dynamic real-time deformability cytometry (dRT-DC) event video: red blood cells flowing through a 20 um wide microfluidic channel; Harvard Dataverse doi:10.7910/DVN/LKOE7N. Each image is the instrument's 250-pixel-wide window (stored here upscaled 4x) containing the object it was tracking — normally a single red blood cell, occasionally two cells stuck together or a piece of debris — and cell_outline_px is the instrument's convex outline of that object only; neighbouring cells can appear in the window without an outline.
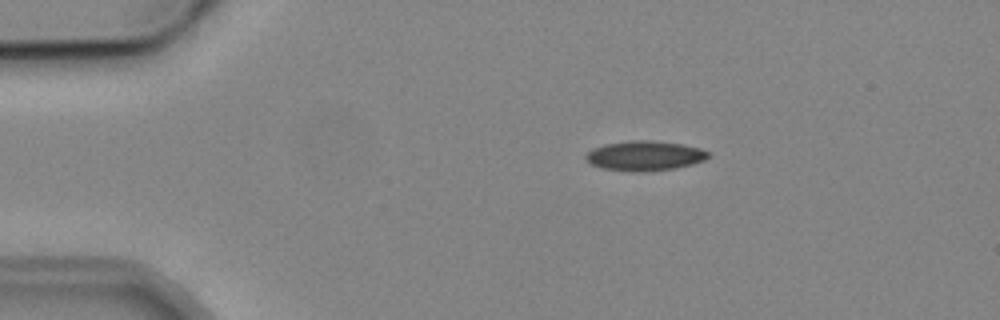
{"species": "common noctule bat (a hibernating species)", "species_latin": "Nyctalus noctula", "temperature_condition": "cold", "stored_images_in_passage": 2, "camera_frame_rate_fps": 3000, "um_per_image_px": 0.085, "animal": {"sex": "male", "body_mass_g": 19.2, "forearm_length_mm": 51.8}, "frame": {"image": 1, "passage_image": 2, "time_ms": 1.333, "image_size_px": [1000, 320], "cell_outline_px": [[708, 156], [704, 160], [692, 164], [676, 168], [644, 172], [632, 172], [604, 168], [592, 164], [584, 156], [592, 148], [604, 144], [632, 140], [652, 140], [680, 144], [700, 148], [708, 152]], "centroid_in_image_um": [54.79, 13.24], "position_along_channel_um": 30.2, "area_um2": 21.15}}